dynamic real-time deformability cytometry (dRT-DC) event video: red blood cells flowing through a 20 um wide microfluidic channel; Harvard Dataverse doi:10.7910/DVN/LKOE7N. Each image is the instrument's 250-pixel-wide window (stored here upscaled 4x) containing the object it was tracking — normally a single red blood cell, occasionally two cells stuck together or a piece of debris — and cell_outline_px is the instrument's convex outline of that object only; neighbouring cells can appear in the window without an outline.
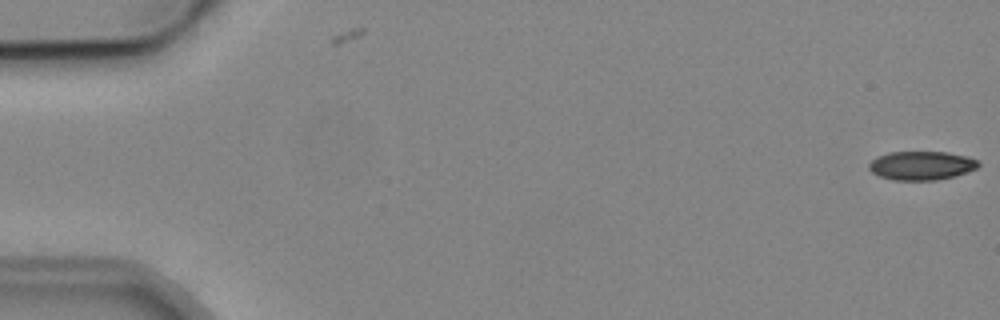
{"species": "common noctule bat (a hibernating species)", "species_latin": "Nyctalus noctula", "temperature_condition": "cold", "stored_images_in_passage": 7, "camera_frame_rate_fps": 3000, "um_per_image_px": 0.085, "animal": {"sex": "male", "body_mass_g": 19.2, "forearm_length_mm": 51.8}, "frame": {"image": 1, "passage_image": 1, "time_ms": 0.0, "image_size_px": [1000, 320], "cell_outline_px": [[980, 164], [976, 168], [968, 172], [936, 180], [892, 180], [880, 176], [872, 172], [868, 168], [868, 164], [876, 156], [888, 152], [948, 152], [964, 156], [976, 160]], "centroid_in_image_um": [78.27, 14.07], "position_along_channel_um": 6.7, "area_um2": 18.26}}
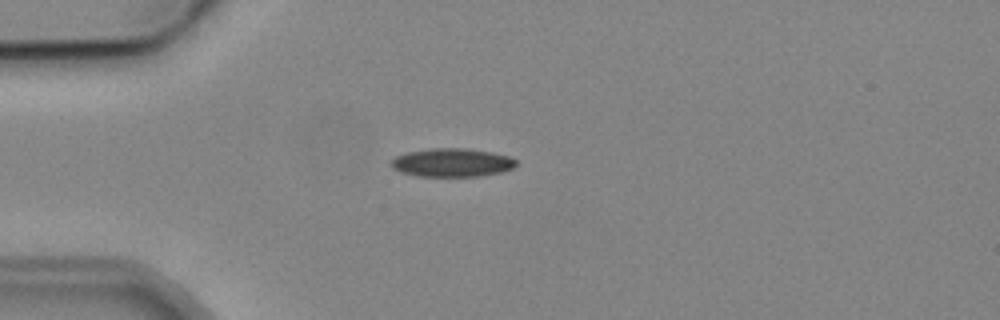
{"frame": {"image": 2, "passage_image": 4, "time_ms": 4.667, "image_size_px": [1000, 320], "cell_outline_px": [[516, 164], [512, 168], [500, 172], [480, 176], [416, 176], [400, 172], [392, 168], [388, 164], [396, 156], [408, 152], [432, 148], [464, 148], [492, 152], [508, 156], [516, 160]], "centroid_in_image_um": [38.38, 13.82], "position_along_channel_um": 46.6, "area_um2": 20.69}}
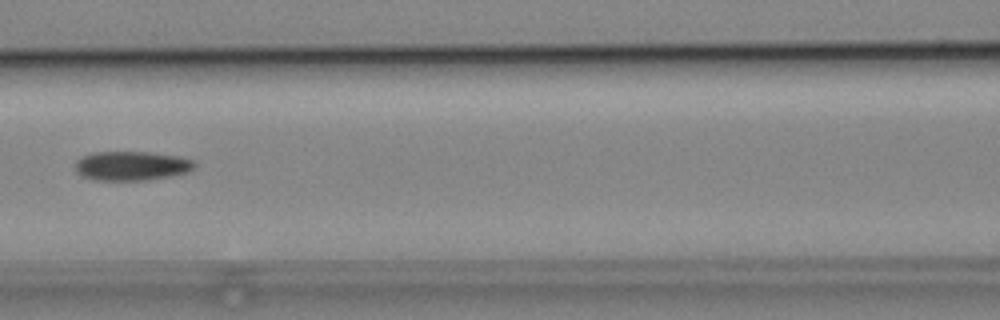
{"frame": {"image": 3, "passage_image": 7, "time_ms": 8.0, "image_size_px": [1000, 320], "cell_outline_px": [[196, 164], [188, 172], [168, 176], [144, 180], [96, 180], [84, 176], [76, 172], [76, 160], [80, 156], [92, 152], [152, 152], [176, 156], [196, 160]], "centroid_in_image_um": [11.17, 14.08], "position_along_channel_um": 155.4, "area_um2": 20.29}}